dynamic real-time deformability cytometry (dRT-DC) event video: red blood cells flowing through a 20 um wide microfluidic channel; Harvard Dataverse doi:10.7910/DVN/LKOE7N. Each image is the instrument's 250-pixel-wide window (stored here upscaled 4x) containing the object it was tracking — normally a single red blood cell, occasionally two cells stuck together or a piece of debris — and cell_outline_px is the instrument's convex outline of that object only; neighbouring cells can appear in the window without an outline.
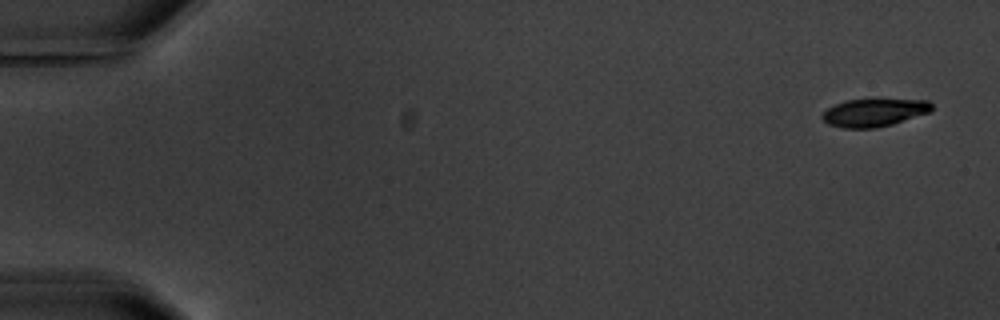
{"species": "common noctule bat (a hibernating species)", "species_latin": "Nyctalus noctula", "temperature_condition": "warm", "stored_images_in_passage": 13, "camera_frame_rate_fps": 3000, "um_per_image_px": 0.085, "animal": {"sex": "male", "body_mass_g": 20.1, "forearm_length_mm": 53.5}, "frame": {"image": 1, "passage_image": 1, "time_ms": 0.0, "image_size_px": [1000, 320], "cell_outline_px": [[932, 112], [892, 124], [876, 128], [844, 128], [828, 124], [820, 116], [828, 108], [836, 104], [848, 100], [928, 100], [932, 104]], "centroid_in_image_um": [74.32, 9.58], "position_along_channel_um": 10.7, "area_um2": 17.57}}
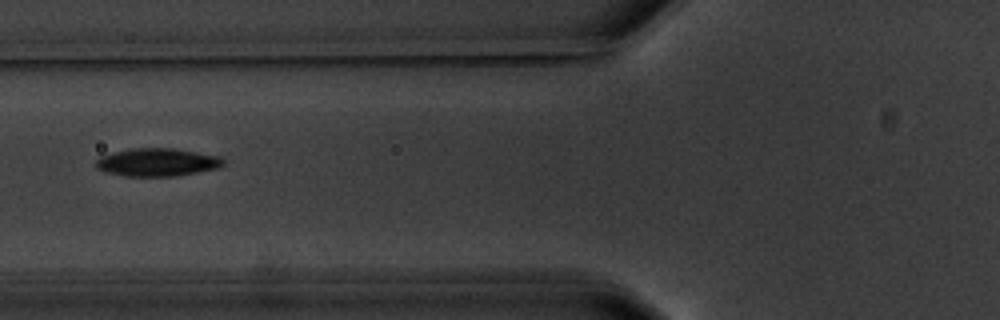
{"frame": {"image": 2, "passage_image": 6, "time_ms": 7.0, "image_size_px": [1000, 320], "cell_outline_px": [[224, 164], [216, 168], [176, 176], [124, 176], [108, 172], [96, 168], [92, 164], [100, 156], [112, 152], [132, 148], [172, 148], [220, 156], [224, 160]], "centroid_in_image_um": [13.31, 13.78], "position_along_channel_um": 112.5, "area_um2": 20.75}}
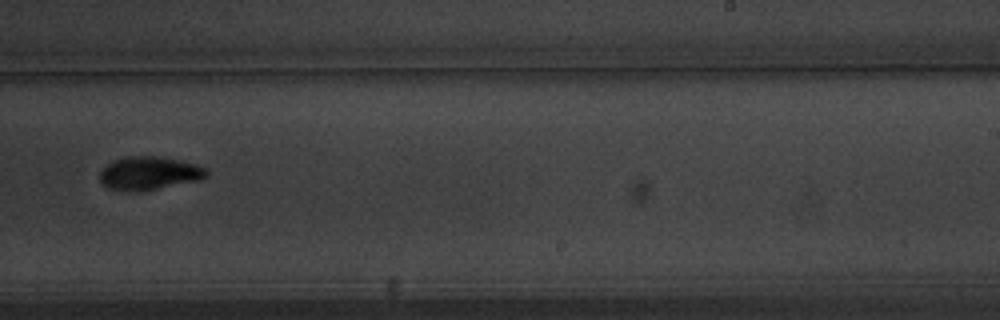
{"frame": {"image": 3, "passage_image": 10, "time_ms": 11.667, "image_size_px": [1000, 320], "cell_outline_px": [[208, 176], [200, 180], [140, 192], [124, 192], [108, 188], [100, 184], [100, 172], [112, 160], [128, 156], [160, 156], [180, 160], [208, 168]], "centroid_in_image_um": [12.67, 14.74], "position_along_channel_um": 276.3, "area_um2": 21.1}, "authors_computed_cell_mechanics": {"area_um2": 20.23, "velocity_mm_per_s": 3.5149, "shape_relaxation_time_tau1_ms": 1.8374, "shape_relaxation_time_tau2_ms": 6.2815, "deformation_change_tau1": 0.0961, "deformation_change_tau2": 0.0957}}